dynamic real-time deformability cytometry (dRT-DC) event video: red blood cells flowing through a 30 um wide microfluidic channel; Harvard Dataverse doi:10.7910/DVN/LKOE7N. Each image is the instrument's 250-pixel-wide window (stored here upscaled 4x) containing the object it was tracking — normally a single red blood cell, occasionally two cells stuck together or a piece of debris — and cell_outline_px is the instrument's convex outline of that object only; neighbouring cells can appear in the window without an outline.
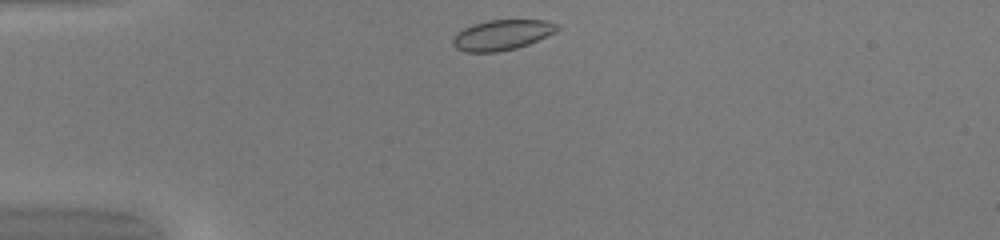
{"species": "common noctule bat (a hibernating species)", "species_latin": "Nyctalus noctula", "temperature_condition": "warm", "stored_images_in_passage": 38, "camera_frame_rate_fps": 3000, "um_per_image_px": 0.085, "animal": {"sex": "female", "body_mass_g": 20.0, "forearm_length_mm": 54.0}, "frame": {"image": 1, "passage_image": 1, "time_ms": 0.0, "image_size_px": [1000, 240], "cell_outline_px": [[560, 28], [556, 32], [548, 36], [528, 44], [516, 48], [496, 52], [464, 52], [456, 48], [452, 44], [452, 40], [464, 28], [472, 24], [488, 20], [544, 20], [560, 24]], "centroid_in_image_um": [42.71, 2.97], "position_along_channel_um": 42.3, "area_um2": 18.44}}
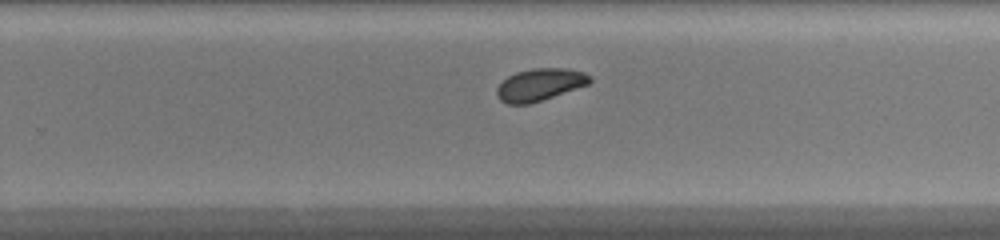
{"frame": {"image": 2, "passage_image": 21, "time_ms": 6.667, "image_size_px": [1000, 240], "cell_outline_px": [[592, 80], [588, 84], [528, 104], [508, 104], [500, 100], [496, 92], [496, 88], [508, 76], [516, 72], [532, 68], [564, 68], [584, 72], [592, 76]], "centroid_in_image_um": [45.87, 7.18], "position_along_channel_um": 283.9, "area_um2": 17.22}}
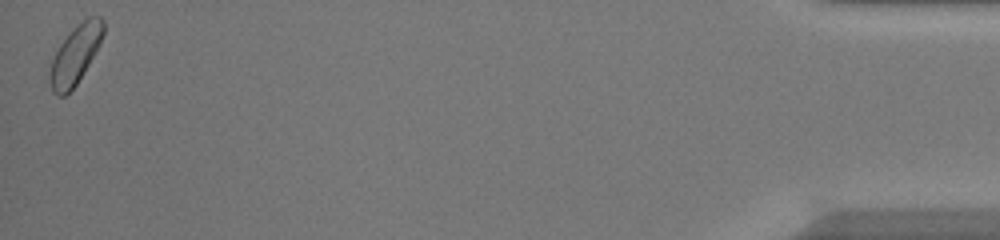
{"frame": {"image": 3, "passage_image": 38, "time_ms": 12.333, "image_size_px": [1000, 240], "cell_outline_px": [[104, 32], [88, 64], [76, 84], [64, 96], [60, 96], [52, 92], [48, 80], [48, 76], [52, 60], [60, 44], [88, 16], [100, 16], [104, 20]], "centroid_in_image_um": [6.37, 4.68], "position_along_channel_um": 428.8, "area_um2": 17.51}, "authors_computed_cell_mechanics": {"area_um2": 17.7157, "velocity_mm_per_s": 4.1246, "shape_relaxation_time_tau1_ms": 3.1514, "shape_relaxation_time_tau2_ms": null, "deformation_change_tau1": 0.0854, "deformation_change_tau2": null}}